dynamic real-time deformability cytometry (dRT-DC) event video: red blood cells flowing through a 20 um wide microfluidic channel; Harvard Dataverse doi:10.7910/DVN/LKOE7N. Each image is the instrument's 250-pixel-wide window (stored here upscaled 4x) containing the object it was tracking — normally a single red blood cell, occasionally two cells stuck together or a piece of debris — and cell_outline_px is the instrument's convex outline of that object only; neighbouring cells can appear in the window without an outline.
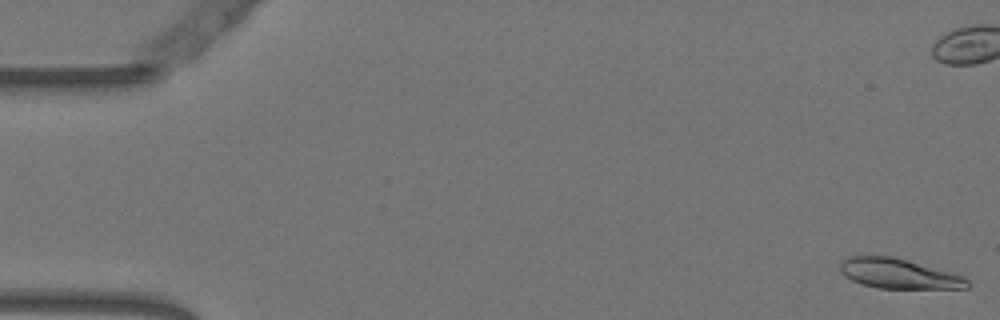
{"species": "Egyptian fruit bat (a non-hibernating species)", "species_latin": "Rousettus aegyptiacus", "temperature_condition": "warm", "stored_images_in_passage": 55, "camera_frame_rate_fps": 3000, "um_per_image_px": 0.085, "animal": {"sex": "female"}, "frame": {"image": 1, "passage_image": 1, "time_ms": 0.0, "image_size_px": [1000, 320], "cell_outline_px": [[972, 288], [876, 288], [852, 280], [844, 276], [840, 272], [840, 264], [844, 260], [852, 256], [892, 256], [956, 272], [968, 276], [972, 284]], "centroid_in_image_um": [76.53, 23.26], "position_along_channel_um": 8.5, "area_um2": 22.6}}
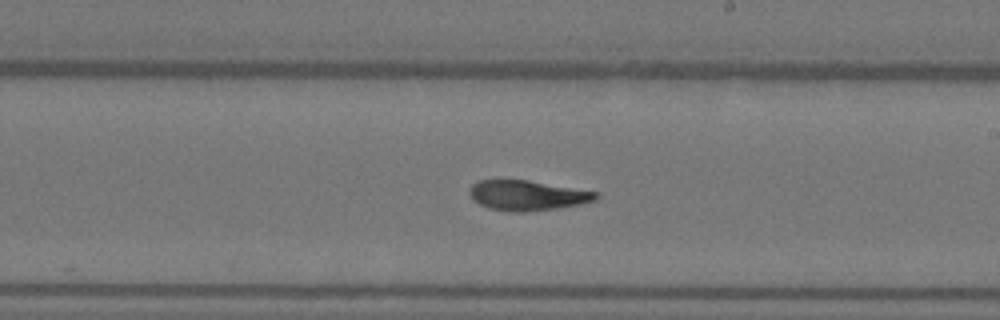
{"frame": {"image": 2, "passage_image": 31, "time_ms": 10.0, "image_size_px": [1000, 320], "cell_outline_px": [[600, 196], [596, 200], [580, 204], [556, 208], [524, 212], [512, 212], [488, 208], [472, 200], [468, 192], [468, 188], [472, 184], [480, 180], [528, 180], [600, 192]], "centroid_in_image_um": [44.82, 16.6], "position_along_channel_um": 244.2, "area_um2": 22.31}}
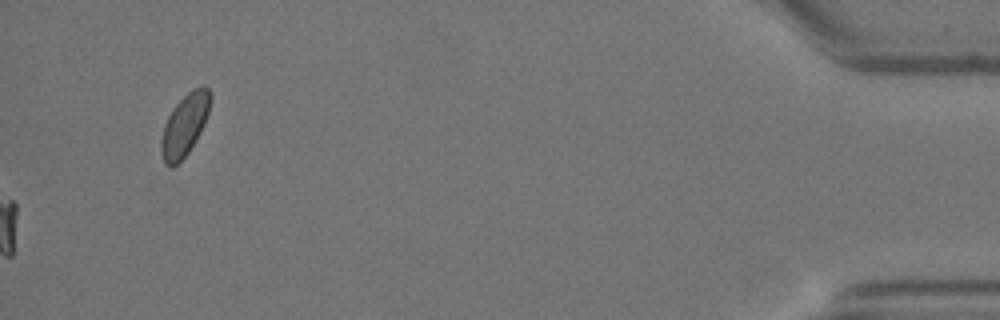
{"frame": {"image": 3, "passage_image": 55, "time_ms": 18.0, "image_size_px": [1000, 320], "cell_outline_px": [[212, 96], [208, 112], [204, 124], [200, 132], [188, 152], [172, 168], [164, 164], [160, 152], [160, 140], [164, 124], [172, 108], [192, 88], [204, 84], [212, 92]], "centroid_in_image_um": [15.68, 10.59], "position_along_channel_um": 419.5, "area_um2": 17.86}, "authors_computed_cell_mechanics": {"area_um2": 22.542, "velocity_mm_per_s": 3.7555, "shape_relaxation_time_tau1_ms": 8.6561, "shape_relaxation_time_tau2_ms": 2.4919, "deformation_change_tau1": 0.2703, "deformation_change_tau2": 0.0851}}